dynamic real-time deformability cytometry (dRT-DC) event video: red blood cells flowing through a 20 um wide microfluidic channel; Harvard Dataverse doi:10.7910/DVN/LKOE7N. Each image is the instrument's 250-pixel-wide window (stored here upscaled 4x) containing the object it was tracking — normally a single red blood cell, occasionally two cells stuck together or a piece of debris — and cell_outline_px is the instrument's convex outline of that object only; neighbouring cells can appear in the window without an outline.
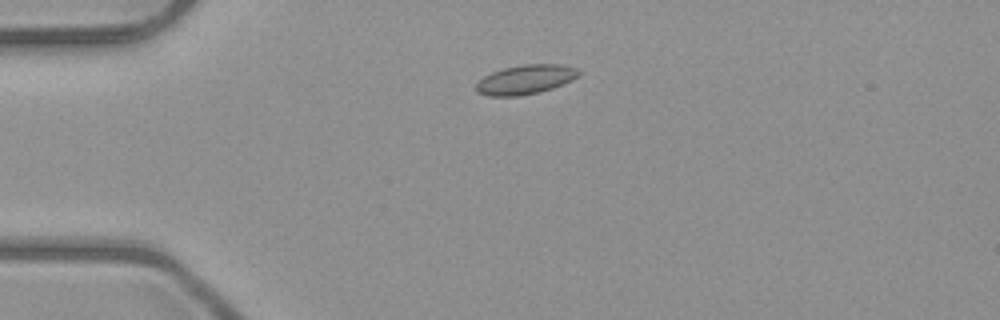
{"species": "common noctule bat (a hibernating species)", "species_latin": "Nyctalus noctula", "temperature_condition": "room temperature", "stored_images_in_passage": 6, "camera_frame_rate_fps": 3000, "um_per_image_px": 0.085, "animal": {"sex": "male", "body_mass_g": 23.1, "forearm_length_mm": 52.7}, "frame": {"image": 1, "passage_image": 6, "time_ms": 5.667, "image_size_px": [1000, 320], "cell_outline_px": [[580, 72], [572, 80], [552, 88], [540, 92], [516, 96], [488, 96], [476, 92], [476, 84], [484, 76], [492, 72], [504, 68], [524, 64], [564, 64], [576, 68]], "centroid_in_image_um": [44.65, 6.76], "position_along_channel_um": 40.3, "area_um2": 17.46}}